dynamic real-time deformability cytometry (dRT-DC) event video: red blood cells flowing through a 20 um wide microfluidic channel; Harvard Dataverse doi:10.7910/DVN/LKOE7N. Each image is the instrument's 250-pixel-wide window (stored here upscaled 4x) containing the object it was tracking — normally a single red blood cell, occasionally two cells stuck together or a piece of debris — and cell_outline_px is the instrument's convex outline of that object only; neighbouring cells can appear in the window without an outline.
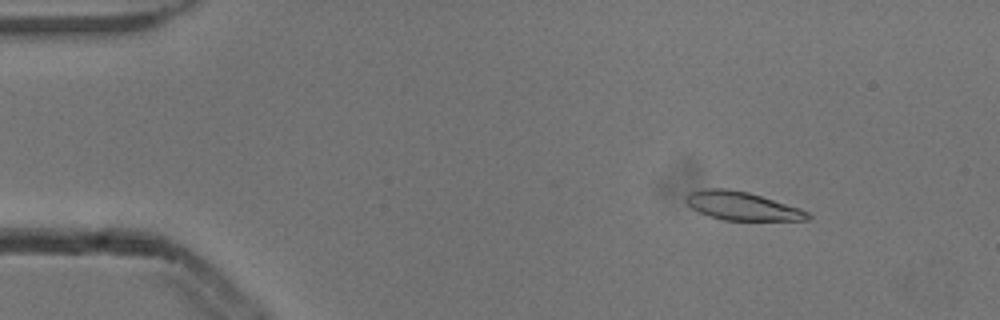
{"species": "common noctule bat (a hibernating species)", "species_latin": "Nyctalus noctula", "temperature_condition": "cold", "stored_images_in_passage": 4, "camera_frame_rate_fps": 3000, "um_per_image_px": 0.085, "animal": {"sex": "male", "body_mass_g": 13.3}, "frame": {"image": 1, "passage_image": 2, "time_ms": 0.333, "image_size_px": [1000, 320], "cell_outline_px": [[812, 216], [808, 220], [724, 220], [708, 216], [692, 208], [684, 200], [692, 192], [704, 188], [728, 188], [748, 192], [800, 208], [808, 212]], "centroid_in_image_um": [63.09, 17.51], "position_along_channel_um": 21.9, "area_um2": 20.0}}